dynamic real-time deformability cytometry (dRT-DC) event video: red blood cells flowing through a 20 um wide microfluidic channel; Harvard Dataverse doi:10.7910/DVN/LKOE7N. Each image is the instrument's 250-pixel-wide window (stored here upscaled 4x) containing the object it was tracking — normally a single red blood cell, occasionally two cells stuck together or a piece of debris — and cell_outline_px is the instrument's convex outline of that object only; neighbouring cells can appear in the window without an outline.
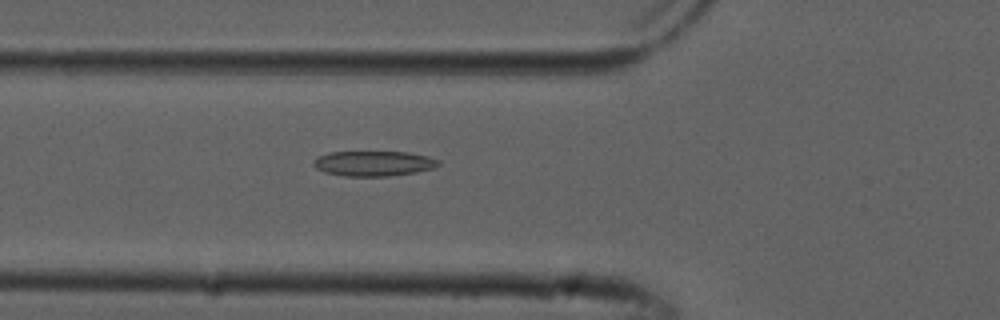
{"species": "common noctule bat (a hibernating species)", "species_latin": "Nyctalus noctula", "temperature_condition": "cold", "stored_images_in_passage": 48, "camera_frame_rate_fps": 3000, "um_per_image_px": 0.085, "animal": {"sex": "male", "forearm_length_mm": 52.5}, "frame": {"image": 1, "passage_image": 14, "time_ms": 4.333, "image_size_px": [1000, 320], "cell_outline_px": [[440, 164], [436, 168], [416, 172], [388, 176], [344, 176], [324, 172], [316, 168], [312, 164], [312, 160], [328, 152], [408, 152], [428, 156], [440, 160]], "centroid_in_image_um": [31.77, 13.89], "position_along_channel_um": 94.0, "area_um2": 18.44}}
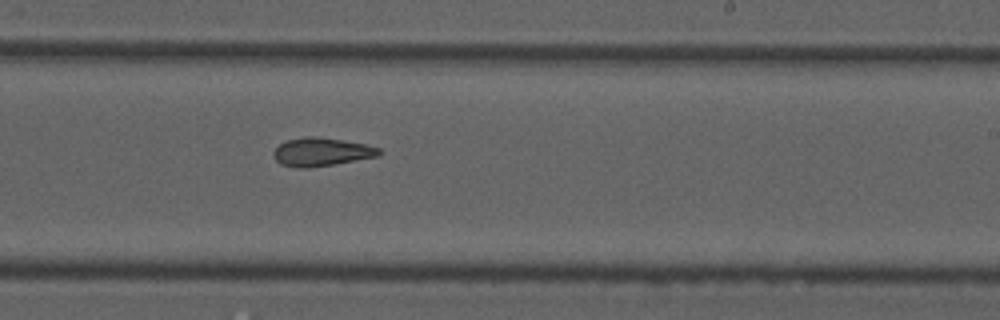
{"frame": {"image": 2, "passage_image": 27, "time_ms": 8.667, "image_size_px": [1000, 320], "cell_outline_px": [[384, 152], [380, 156], [308, 168], [296, 168], [280, 164], [272, 156], [272, 152], [280, 144], [288, 140], [304, 136], [316, 136], [364, 144], [380, 148]], "centroid_in_image_um": [27.31, 12.92], "position_along_channel_um": 261.7, "area_um2": 17.46}}
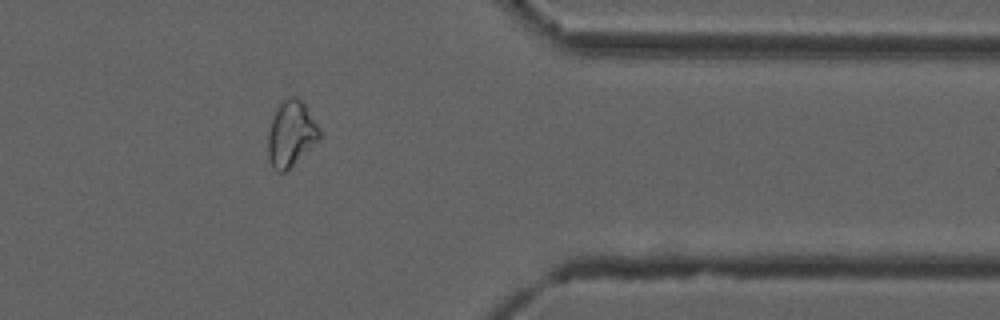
{"frame": {"image": 3, "passage_image": 38, "time_ms": 12.333, "image_size_px": [1000, 320], "cell_outline_px": [[320, 140], [288, 172], [276, 172], [272, 168], [268, 160], [268, 132], [276, 108], [288, 96], [296, 96], [304, 104], [316, 124], [320, 132]], "centroid_in_image_um": [24.73, 11.45], "position_along_channel_um": 386.7, "area_um2": 19.94}, "authors_computed_cell_mechanics": {"area_um2": 18.8139, "velocity_mm_per_s": 3.8647, "shape_relaxation_time_tau1_ms": null, "shape_relaxation_time_tau2_ms": 5.894, "deformation_change_tau1": null, "deformation_change_tau2": 0.1362}}